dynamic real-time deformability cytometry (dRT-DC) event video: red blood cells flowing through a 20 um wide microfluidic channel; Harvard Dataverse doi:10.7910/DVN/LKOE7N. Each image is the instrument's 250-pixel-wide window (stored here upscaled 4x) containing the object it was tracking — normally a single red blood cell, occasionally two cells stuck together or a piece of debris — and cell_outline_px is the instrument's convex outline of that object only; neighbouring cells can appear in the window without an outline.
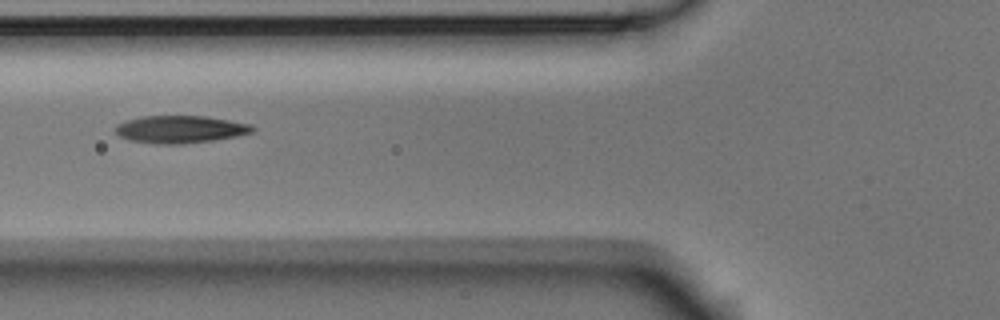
{"species": "Egyptian fruit bat (a non-hibernating species)", "species_latin": "Rousettus aegyptiacus", "temperature_condition": "room temperature", "stored_images_in_passage": 3, "camera_frame_rate_fps": 3000, "um_per_image_px": 0.085, "animal": {"sex": "male"}, "frame": {"image": 1, "passage_image": 2, "time_ms": 0.333, "image_size_px": [1000, 320], "cell_outline_px": [[256, 128], [252, 132], [236, 136], [212, 140], [184, 144], [156, 144], [128, 140], [120, 136], [116, 132], [116, 124], [140, 116], [204, 116], [252, 124]], "centroid_in_image_um": [15.31, 10.99], "position_along_channel_um": 110.5, "area_um2": 21.91}}
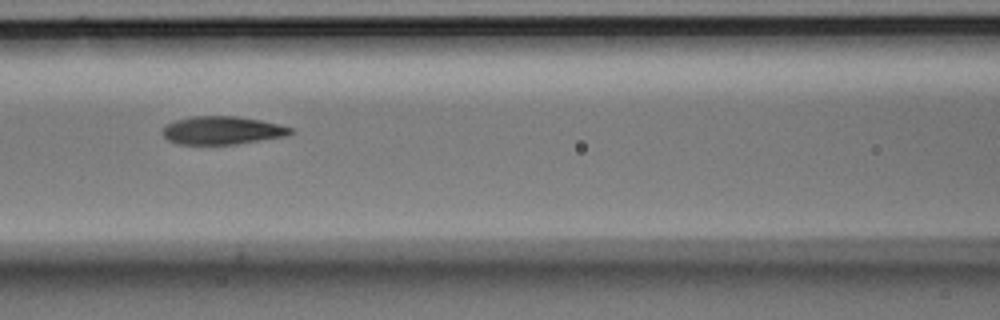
{"frame": {"image": 2, "passage_image": 3, "time_ms": 0.667, "image_size_px": [1000, 320], "cell_outline_px": [[296, 132], [288, 136], [236, 144], [180, 144], [168, 140], [160, 132], [164, 124], [176, 120], [192, 116], [236, 116], [260, 120], [280, 124], [292, 128]], "centroid_in_image_um": [18.9, 11.08], "position_along_channel_um": 147.7, "area_um2": 21.21}}